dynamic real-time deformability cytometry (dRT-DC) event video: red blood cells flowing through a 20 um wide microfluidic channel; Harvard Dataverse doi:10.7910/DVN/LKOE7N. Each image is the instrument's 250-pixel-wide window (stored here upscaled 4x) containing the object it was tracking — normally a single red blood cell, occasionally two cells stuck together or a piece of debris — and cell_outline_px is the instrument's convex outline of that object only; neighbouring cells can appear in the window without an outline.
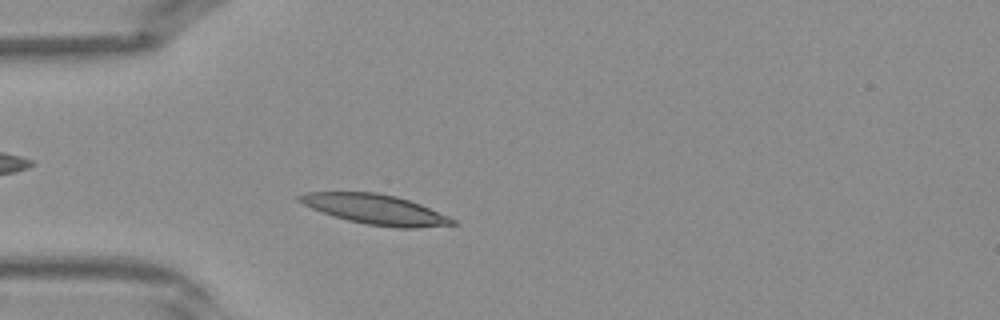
{"species": "Egyptian fruit bat (a non-hibernating species)", "species_latin": "Rousettus aegyptiacus", "temperature_condition": "warm", "stored_images_in_passage": 36, "camera_frame_rate_fps": 3000, "um_per_image_px": 0.085, "frame": {"image": 1, "passage_image": 6, "time_ms": 1.667, "image_size_px": [1000, 320], "cell_outline_px": [[456, 224], [416, 228], [396, 228], [364, 224], [348, 220], [312, 208], [296, 200], [296, 196], [304, 192], [376, 192], [396, 196], [420, 204], [448, 216], [456, 220]], "centroid_in_image_um": [31.9, 17.79], "position_along_channel_um": 53.1, "area_um2": 26.53}}
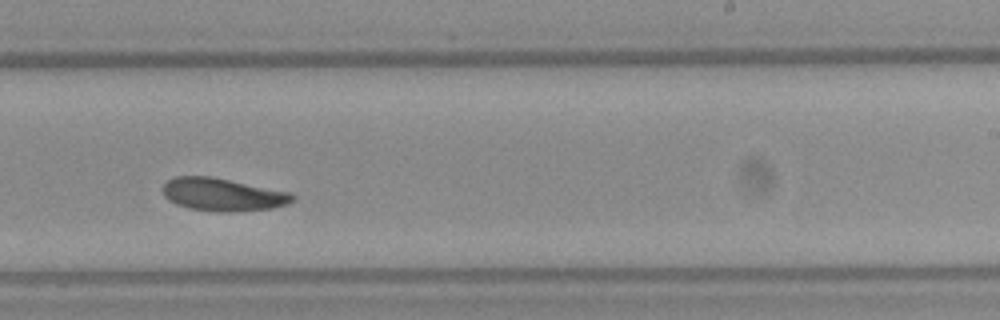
{"frame": {"image": 2, "passage_image": 20, "time_ms": 6.333, "image_size_px": [1000, 320], "cell_outline_px": [[296, 196], [288, 204], [272, 208], [236, 212], [224, 212], [188, 208], [176, 204], [168, 200], [164, 196], [160, 188], [168, 180], [176, 176], [208, 176], [292, 192]], "centroid_in_image_um": [18.92, 16.54], "position_along_channel_um": 270.1, "area_um2": 24.91}}
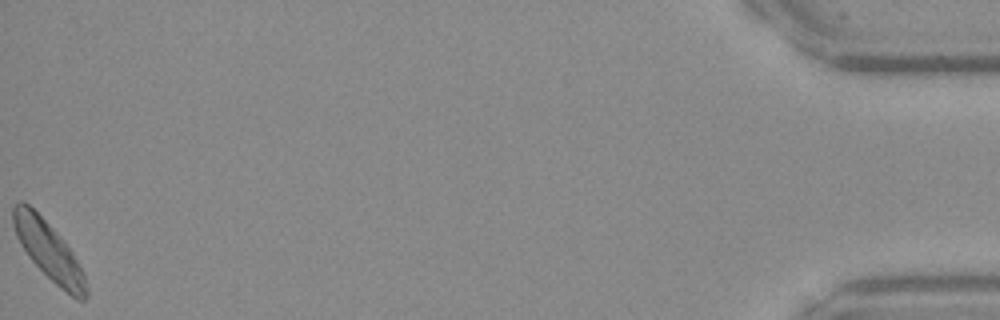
{"frame": {"image": 3, "passage_image": 36, "time_ms": 11.667, "image_size_px": [1000, 320], "cell_outline_px": [[88, 296], [84, 300], [80, 300], [72, 296], [60, 288], [28, 256], [20, 244], [16, 236], [12, 224], [12, 208], [20, 200], [24, 200], [64, 240], [72, 252], [84, 272], [88, 288]], "centroid_in_image_um": [4.14, 21.31], "position_along_channel_um": 431.1, "area_um2": 24.57}}